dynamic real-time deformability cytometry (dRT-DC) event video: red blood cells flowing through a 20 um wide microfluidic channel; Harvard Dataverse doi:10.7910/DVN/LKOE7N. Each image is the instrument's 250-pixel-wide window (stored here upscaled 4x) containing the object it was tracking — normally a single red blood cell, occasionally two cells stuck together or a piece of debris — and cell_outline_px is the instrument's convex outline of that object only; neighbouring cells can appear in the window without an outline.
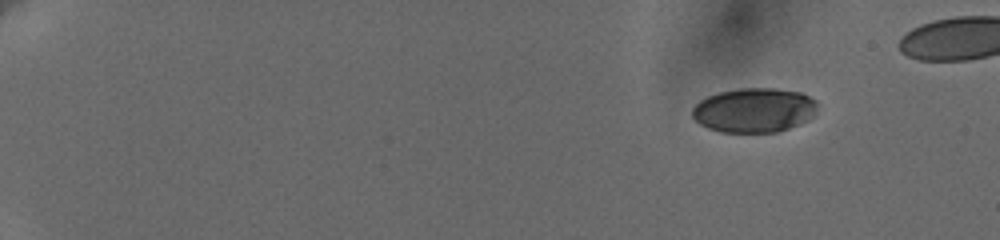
{"species": "human", "species_latin": "Homo sapiens", "temperature_condition": "cold", "stored_images_in_passage": 54, "camera_frame_rate_fps": 3000, "um_per_image_px": 0.085, "donor": {"sex": "female"}, "frame": {"image": 1, "passage_image": 1, "time_ms": 0.0, "image_size_px": [1000, 240], "cell_outline_px": [[820, 104], [816, 116], [800, 124], [780, 132], [720, 132], [708, 128], [700, 124], [692, 116], [692, 108], [700, 100], [708, 96], [720, 92], [740, 88], [772, 88], [800, 92], [816, 100]], "centroid_in_image_um": [64.16, 9.37], "position_along_channel_um": 20.8, "area_um2": 32.83}}
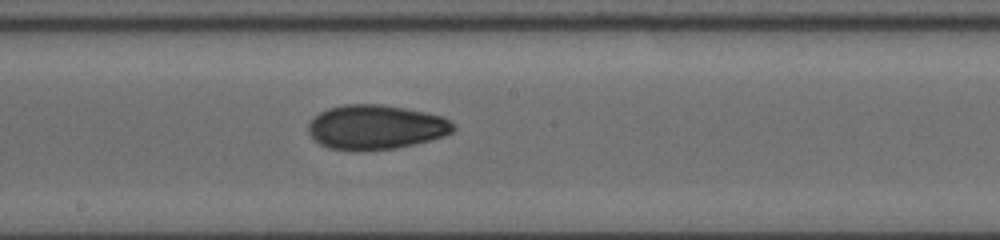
{"frame": {"image": 2, "passage_image": 30, "time_ms": 9.667, "image_size_px": [1000, 240], "cell_outline_px": [[456, 128], [452, 132], [444, 136], [396, 148], [356, 152], [328, 148], [320, 144], [308, 132], [308, 124], [312, 116], [328, 108], [344, 104], [380, 104], [404, 108], [444, 116]], "centroid_in_image_um": [31.9, 10.81], "position_along_channel_um": 216.3, "area_um2": 37.8}}
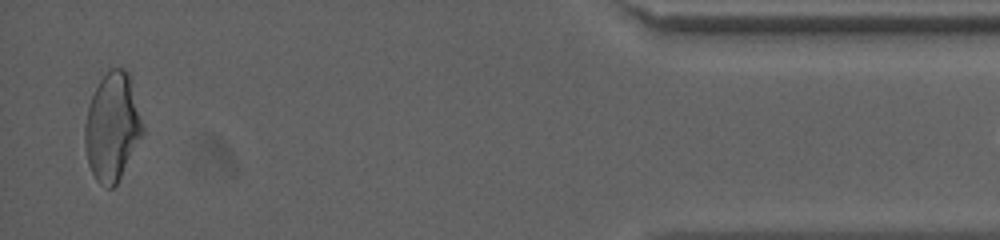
{"frame": {"image": 3, "passage_image": 52, "time_ms": 17.0, "image_size_px": [1000, 240], "cell_outline_px": [[144, 132], [116, 184], [112, 188], [108, 188], [100, 184], [96, 180], [88, 164], [84, 144], [84, 124], [88, 108], [92, 96], [100, 80], [112, 68], [124, 68], [132, 76], [144, 124]], "centroid_in_image_um": [9.57, 10.75], "position_along_channel_um": 425.6, "area_um2": 36.65}}